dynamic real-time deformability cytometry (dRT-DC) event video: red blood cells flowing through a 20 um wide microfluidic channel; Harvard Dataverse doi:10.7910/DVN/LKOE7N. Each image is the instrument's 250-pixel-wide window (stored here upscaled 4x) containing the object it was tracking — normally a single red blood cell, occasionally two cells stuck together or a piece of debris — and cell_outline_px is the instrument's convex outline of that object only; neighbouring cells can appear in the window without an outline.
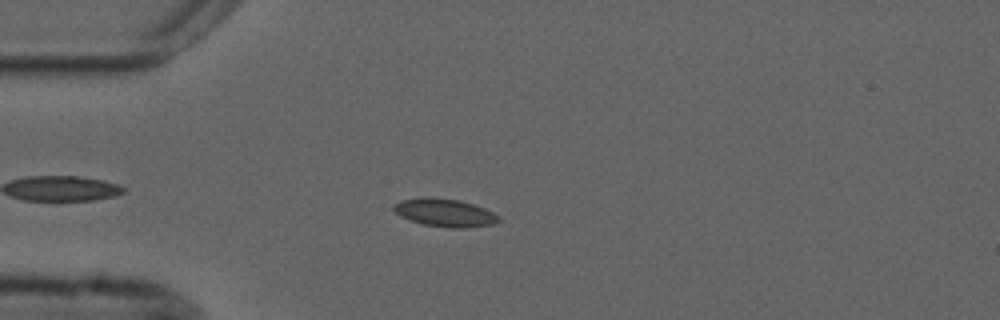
{"species": "common noctule bat (a hibernating species)", "species_latin": "Nyctalus noctula", "temperature_condition": "cold", "stored_images_in_passage": 49, "camera_frame_rate_fps": 3000, "um_per_image_px": 0.085, "animal": {"sex": "male", "forearm_length_mm": 52.5}, "frame": {"image": 1, "passage_image": 8, "time_ms": 2.333, "image_size_px": [1000, 320], "cell_outline_px": [[500, 220], [492, 224], [464, 228], [448, 228], [420, 224], [408, 220], [400, 216], [392, 208], [400, 200], [460, 200], [484, 208], [500, 216]], "centroid_in_image_um": [37.85, 18.14], "position_along_channel_um": 47.2, "area_um2": 16.36}}
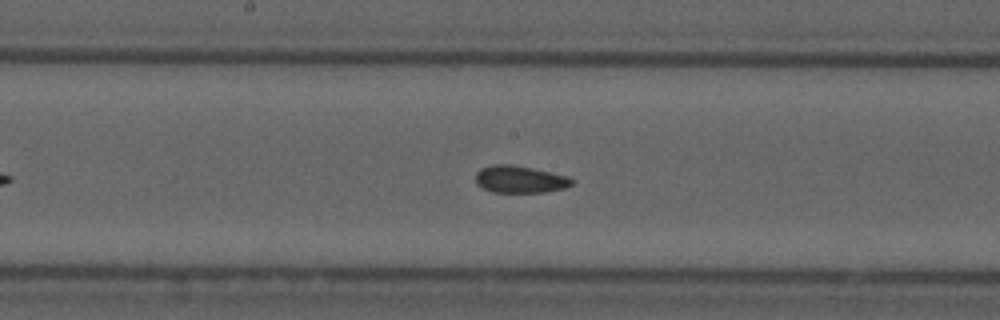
{"frame": {"image": 2, "passage_image": 22, "time_ms": 7.0, "image_size_px": [1000, 320], "cell_outline_px": [[576, 180], [572, 184], [564, 188], [544, 192], [492, 192], [476, 184], [476, 172], [480, 168], [492, 164], [512, 164], [532, 168], [568, 176]], "centroid_in_image_um": [44.18, 15.23], "position_along_channel_um": 204.0, "area_um2": 15.32}}
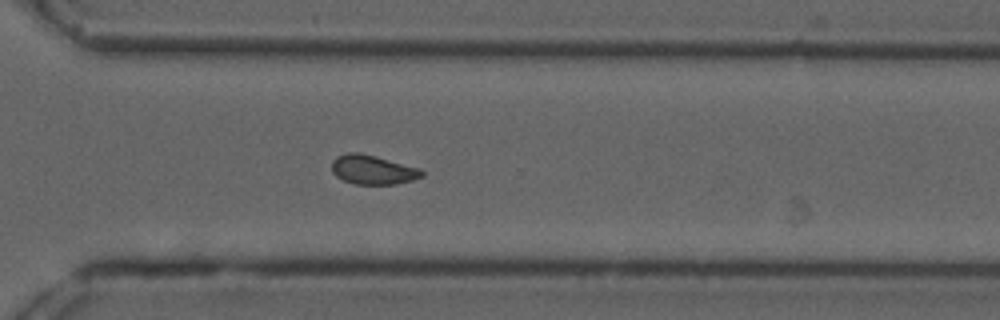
{"frame": {"image": 3, "passage_image": 33, "time_ms": 10.667, "image_size_px": [1000, 320], "cell_outline_px": [[424, 176], [412, 180], [396, 184], [356, 184], [344, 180], [336, 176], [332, 172], [332, 160], [336, 156], [348, 152], [360, 152], [376, 156], [420, 168], [424, 172]], "centroid_in_image_um": [31.68, 14.42], "position_along_channel_um": 338.9, "area_um2": 15.43}, "authors_computed_cell_mechanics": {"area_um2": 15.4326, "velocity_mm_per_s": 3.6913, "shape_relaxation_time_tau1_ms": null, "shape_relaxation_time_tau2_ms": 2.4575, "deformation_change_tau1": null, "deformation_change_tau2": 0.0629}}